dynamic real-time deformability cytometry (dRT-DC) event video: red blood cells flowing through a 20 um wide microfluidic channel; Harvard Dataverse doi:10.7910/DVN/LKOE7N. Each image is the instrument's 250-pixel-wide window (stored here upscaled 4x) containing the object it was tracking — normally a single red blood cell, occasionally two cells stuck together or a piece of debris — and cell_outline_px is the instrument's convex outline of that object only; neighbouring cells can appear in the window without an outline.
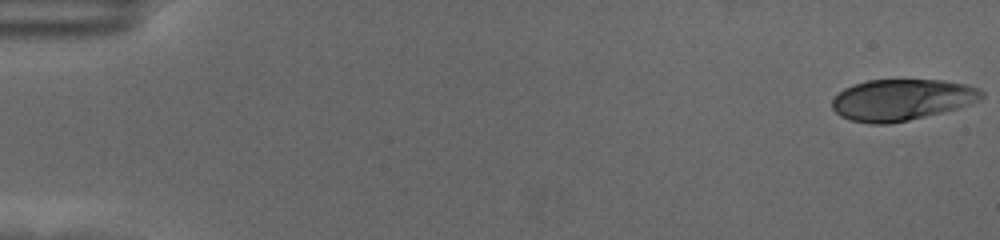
{"species": "human", "species_latin": "Homo sapiens", "temperature_condition": "cold", "stored_images_in_passage": 58, "camera_frame_rate_fps": 3000, "um_per_image_px": 0.085, "donor": {"sex": "female"}, "frame": {"image": 1, "passage_image": 1, "time_ms": 0.0, "image_size_px": [1000, 240], "cell_outline_px": [[984, 96], [980, 100], [956, 108], [908, 120], [888, 124], [868, 124], [852, 120], [840, 116], [832, 108], [832, 100], [844, 88], [868, 80], [944, 80], [964, 84], [976, 88], [984, 92]], "centroid_in_image_um": [76.62, 8.48], "position_along_channel_um": 8.4, "area_um2": 35.6}}
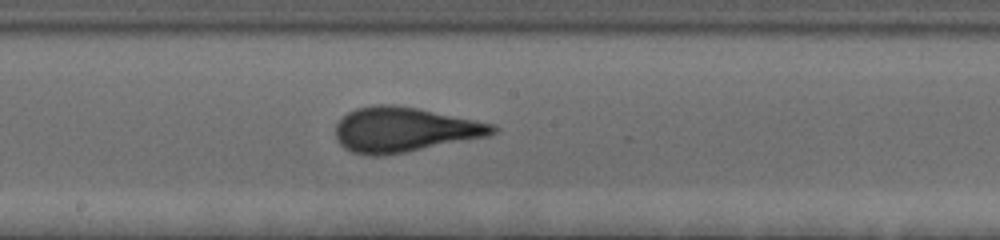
{"frame": {"image": 2, "passage_image": 32, "time_ms": 10.333, "image_size_px": [1000, 240], "cell_outline_px": [[500, 128], [496, 132], [488, 136], [384, 156], [368, 156], [352, 152], [344, 148], [336, 140], [336, 124], [348, 112], [356, 108], [376, 104], [392, 104], [416, 108], [496, 124]], "centroid_in_image_um": [34.35, 11.02], "position_along_channel_um": 213.8, "area_um2": 41.04}}
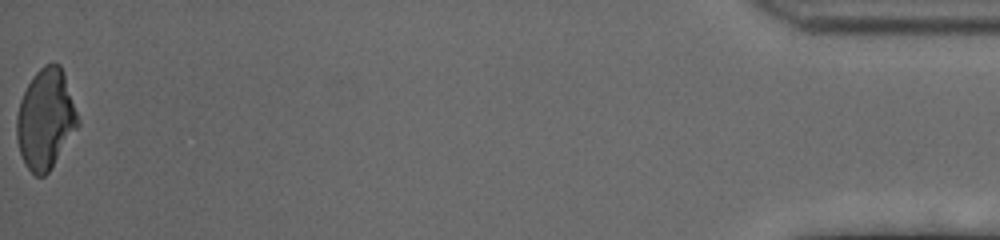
{"frame": {"image": 3, "passage_image": 58, "time_ms": 19.0, "image_size_px": [1000, 240], "cell_outline_px": [[80, 124], [52, 168], [44, 176], [36, 176], [28, 168], [20, 152], [16, 136], [16, 116], [20, 100], [28, 84], [36, 72], [44, 64], [52, 60], [60, 64], [80, 120]], "centroid_in_image_um": [3.88, 10.11], "position_along_channel_um": 431.3, "area_um2": 35.66}, "authors_computed_cell_mechanics": {"area_um2": 38.3503, "velocity_mm_per_s": 3.5312, "shape_relaxation_time_tau1_ms": 5.1926, "shape_relaxation_time_tau2_ms": null, "deformation_change_tau1": 0.206, "deformation_change_tau2": null}}